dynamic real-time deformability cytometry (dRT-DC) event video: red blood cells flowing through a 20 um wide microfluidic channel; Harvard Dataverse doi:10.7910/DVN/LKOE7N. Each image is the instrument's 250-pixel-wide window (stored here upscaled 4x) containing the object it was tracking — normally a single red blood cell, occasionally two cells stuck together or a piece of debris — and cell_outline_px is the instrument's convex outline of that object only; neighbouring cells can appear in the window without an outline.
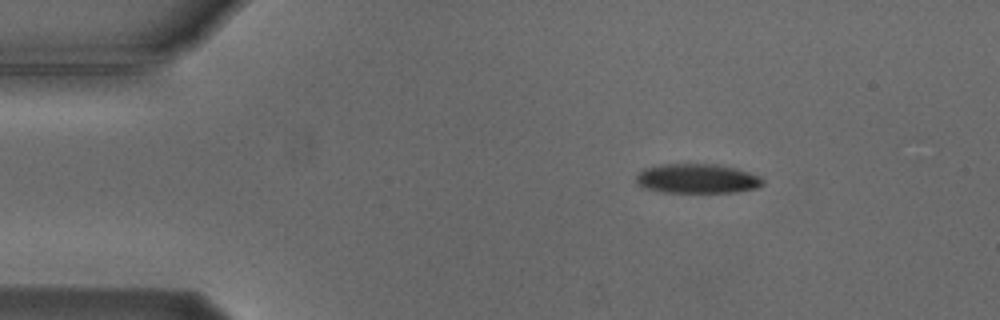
{"species": "Egyptian fruit bat (a non-hibernating species)", "species_latin": "Rousettus aegyptiacus", "temperature_condition": "cold", "stored_images_in_passage": 5, "camera_frame_rate_fps": 3000, "um_per_image_px": 0.085, "animal": {"sex": "male"}, "frame": {"image": 1, "passage_image": 2, "time_ms": 1.333, "image_size_px": [1000, 320], "cell_outline_px": [[764, 184], [760, 188], [736, 192], [664, 192], [644, 188], [636, 184], [636, 176], [644, 168], [660, 164], [720, 164], [736, 168], [760, 176], [764, 180]], "centroid_in_image_um": [59.29, 15.18], "position_along_channel_um": 25.7, "area_um2": 22.02}}